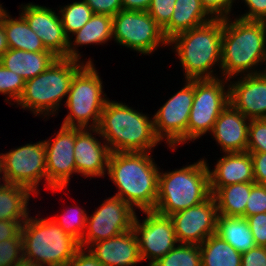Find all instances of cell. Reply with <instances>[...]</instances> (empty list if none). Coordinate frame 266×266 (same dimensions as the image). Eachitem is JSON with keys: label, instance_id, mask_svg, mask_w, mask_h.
Listing matches in <instances>:
<instances>
[{"label": "cell", "instance_id": "obj_1", "mask_svg": "<svg viewBox=\"0 0 266 266\" xmlns=\"http://www.w3.org/2000/svg\"><path fill=\"white\" fill-rule=\"evenodd\" d=\"M152 159L149 152H112L107 174L118 187L114 196L132 208L134 205L142 211L154 210L160 171Z\"/></svg>", "mask_w": 266, "mask_h": 266}, {"label": "cell", "instance_id": "obj_2", "mask_svg": "<svg viewBox=\"0 0 266 266\" xmlns=\"http://www.w3.org/2000/svg\"><path fill=\"white\" fill-rule=\"evenodd\" d=\"M266 62V22L249 21L236 18L233 22L229 17L223 19L221 39L222 76L226 81L234 75L262 73L253 71L254 66ZM253 67V68H252Z\"/></svg>", "mask_w": 266, "mask_h": 266}, {"label": "cell", "instance_id": "obj_3", "mask_svg": "<svg viewBox=\"0 0 266 266\" xmlns=\"http://www.w3.org/2000/svg\"><path fill=\"white\" fill-rule=\"evenodd\" d=\"M92 131L106 140L111 152H149L160 142L153 119L110 100L104 106L98 127Z\"/></svg>", "mask_w": 266, "mask_h": 266}, {"label": "cell", "instance_id": "obj_4", "mask_svg": "<svg viewBox=\"0 0 266 266\" xmlns=\"http://www.w3.org/2000/svg\"><path fill=\"white\" fill-rule=\"evenodd\" d=\"M222 34L223 19H212L168 41L169 46L174 44L186 80L216 79L211 68L221 62Z\"/></svg>", "mask_w": 266, "mask_h": 266}, {"label": "cell", "instance_id": "obj_5", "mask_svg": "<svg viewBox=\"0 0 266 266\" xmlns=\"http://www.w3.org/2000/svg\"><path fill=\"white\" fill-rule=\"evenodd\" d=\"M209 168L203 158L179 170L159 173L158 197L154 211L170 216L207 200L212 195Z\"/></svg>", "mask_w": 266, "mask_h": 266}, {"label": "cell", "instance_id": "obj_6", "mask_svg": "<svg viewBox=\"0 0 266 266\" xmlns=\"http://www.w3.org/2000/svg\"><path fill=\"white\" fill-rule=\"evenodd\" d=\"M23 257L43 266H69L80 249L52 218L28 217L22 224Z\"/></svg>", "mask_w": 266, "mask_h": 266}, {"label": "cell", "instance_id": "obj_7", "mask_svg": "<svg viewBox=\"0 0 266 266\" xmlns=\"http://www.w3.org/2000/svg\"><path fill=\"white\" fill-rule=\"evenodd\" d=\"M84 65L76 59L57 58L44 72L25 81L18 105L34 115L55 114L64 96H68L74 75Z\"/></svg>", "mask_w": 266, "mask_h": 266}, {"label": "cell", "instance_id": "obj_8", "mask_svg": "<svg viewBox=\"0 0 266 266\" xmlns=\"http://www.w3.org/2000/svg\"><path fill=\"white\" fill-rule=\"evenodd\" d=\"M102 89L101 78L94 64L89 60L73 77L65 104L70 112L62 125L97 128L101 113L109 100L103 97L106 95L103 94ZM89 120L92 121L91 125H88Z\"/></svg>", "mask_w": 266, "mask_h": 266}, {"label": "cell", "instance_id": "obj_9", "mask_svg": "<svg viewBox=\"0 0 266 266\" xmlns=\"http://www.w3.org/2000/svg\"><path fill=\"white\" fill-rule=\"evenodd\" d=\"M221 79L194 80V100L191 107L187 141L200 138L211 132L220 113L228 106L229 87L225 91Z\"/></svg>", "mask_w": 266, "mask_h": 266}, {"label": "cell", "instance_id": "obj_10", "mask_svg": "<svg viewBox=\"0 0 266 266\" xmlns=\"http://www.w3.org/2000/svg\"><path fill=\"white\" fill-rule=\"evenodd\" d=\"M113 18V38L117 43L142 54L157 50L159 44L168 45L162 28L147 11L120 10Z\"/></svg>", "mask_w": 266, "mask_h": 266}, {"label": "cell", "instance_id": "obj_11", "mask_svg": "<svg viewBox=\"0 0 266 266\" xmlns=\"http://www.w3.org/2000/svg\"><path fill=\"white\" fill-rule=\"evenodd\" d=\"M0 170L4 183L17 184L37 193L41 179L47 182L46 147L44 141L26 144L0 154Z\"/></svg>", "mask_w": 266, "mask_h": 266}, {"label": "cell", "instance_id": "obj_12", "mask_svg": "<svg viewBox=\"0 0 266 266\" xmlns=\"http://www.w3.org/2000/svg\"><path fill=\"white\" fill-rule=\"evenodd\" d=\"M186 85L174 94L153 116L154 131L162 141L164 137L170 148L175 150L187 141V126L194 100V80H186Z\"/></svg>", "mask_w": 266, "mask_h": 266}, {"label": "cell", "instance_id": "obj_13", "mask_svg": "<svg viewBox=\"0 0 266 266\" xmlns=\"http://www.w3.org/2000/svg\"><path fill=\"white\" fill-rule=\"evenodd\" d=\"M135 216V209L121 198L112 196L106 199L90 218L87 217L80 248L131 230Z\"/></svg>", "mask_w": 266, "mask_h": 266}, {"label": "cell", "instance_id": "obj_14", "mask_svg": "<svg viewBox=\"0 0 266 266\" xmlns=\"http://www.w3.org/2000/svg\"><path fill=\"white\" fill-rule=\"evenodd\" d=\"M143 213L147 215L146 219L140 223L136 215L132 229L138 239L141 260L151 259L149 266H152L172 250L178 241L169 216L161 215L154 210L143 211Z\"/></svg>", "mask_w": 266, "mask_h": 266}, {"label": "cell", "instance_id": "obj_15", "mask_svg": "<svg viewBox=\"0 0 266 266\" xmlns=\"http://www.w3.org/2000/svg\"><path fill=\"white\" fill-rule=\"evenodd\" d=\"M218 209L211 195L202 203L176 212L169 217L179 244L200 245L217 231Z\"/></svg>", "mask_w": 266, "mask_h": 266}, {"label": "cell", "instance_id": "obj_16", "mask_svg": "<svg viewBox=\"0 0 266 266\" xmlns=\"http://www.w3.org/2000/svg\"><path fill=\"white\" fill-rule=\"evenodd\" d=\"M55 139L44 140L46 147L47 185L52 191L63 190L70 175L76 173L74 156L75 127L61 126ZM52 141V142H51Z\"/></svg>", "mask_w": 266, "mask_h": 266}, {"label": "cell", "instance_id": "obj_17", "mask_svg": "<svg viewBox=\"0 0 266 266\" xmlns=\"http://www.w3.org/2000/svg\"><path fill=\"white\" fill-rule=\"evenodd\" d=\"M21 9H23L21 15L41 39L45 48L58 58H67L69 38L64 32L59 14L49 7L32 3L24 5Z\"/></svg>", "mask_w": 266, "mask_h": 266}, {"label": "cell", "instance_id": "obj_18", "mask_svg": "<svg viewBox=\"0 0 266 266\" xmlns=\"http://www.w3.org/2000/svg\"><path fill=\"white\" fill-rule=\"evenodd\" d=\"M229 102L248 119H266V71L229 85Z\"/></svg>", "mask_w": 266, "mask_h": 266}, {"label": "cell", "instance_id": "obj_19", "mask_svg": "<svg viewBox=\"0 0 266 266\" xmlns=\"http://www.w3.org/2000/svg\"><path fill=\"white\" fill-rule=\"evenodd\" d=\"M92 128L75 127L74 156L76 173L85 177L103 176L107 172L111 150L107 143L101 142L93 137Z\"/></svg>", "mask_w": 266, "mask_h": 266}, {"label": "cell", "instance_id": "obj_20", "mask_svg": "<svg viewBox=\"0 0 266 266\" xmlns=\"http://www.w3.org/2000/svg\"><path fill=\"white\" fill-rule=\"evenodd\" d=\"M85 247L104 266H133L142 261L133 229Z\"/></svg>", "mask_w": 266, "mask_h": 266}, {"label": "cell", "instance_id": "obj_21", "mask_svg": "<svg viewBox=\"0 0 266 266\" xmlns=\"http://www.w3.org/2000/svg\"><path fill=\"white\" fill-rule=\"evenodd\" d=\"M250 119L230 103L220 113L211 134L225 153L246 152Z\"/></svg>", "mask_w": 266, "mask_h": 266}, {"label": "cell", "instance_id": "obj_22", "mask_svg": "<svg viewBox=\"0 0 266 266\" xmlns=\"http://www.w3.org/2000/svg\"><path fill=\"white\" fill-rule=\"evenodd\" d=\"M210 191L213 195L219 188L235 184L255 182L253 162L249 152L225 153L214 170L209 169Z\"/></svg>", "mask_w": 266, "mask_h": 266}, {"label": "cell", "instance_id": "obj_23", "mask_svg": "<svg viewBox=\"0 0 266 266\" xmlns=\"http://www.w3.org/2000/svg\"><path fill=\"white\" fill-rule=\"evenodd\" d=\"M57 58L51 51L8 49L0 57V63L27 81L44 72Z\"/></svg>", "mask_w": 266, "mask_h": 266}, {"label": "cell", "instance_id": "obj_24", "mask_svg": "<svg viewBox=\"0 0 266 266\" xmlns=\"http://www.w3.org/2000/svg\"><path fill=\"white\" fill-rule=\"evenodd\" d=\"M173 10L170 22L162 29L168 40L178 33L199 27L213 19L202 7L200 0H176Z\"/></svg>", "mask_w": 266, "mask_h": 266}, {"label": "cell", "instance_id": "obj_25", "mask_svg": "<svg viewBox=\"0 0 266 266\" xmlns=\"http://www.w3.org/2000/svg\"><path fill=\"white\" fill-rule=\"evenodd\" d=\"M0 20L3 23L9 49H18L28 52L49 51L45 48L38 35L29 27L25 18L20 14L13 19L5 9L0 10Z\"/></svg>", "mask_w": 266, "mask_h": 266}, {"label": "cell", "instance_id": "obj_26", "mask_svg": "<svg viewBox=\"0 0 266 266\" xmlns=\"http://www.w3.org/2000/svg\"><path fill=\"white\" fill-rule=\"evenodd\" d=\"M113 18L108 15L94 14L91 19L77 32L74 33V45L69 38V45L67 48V58L79 60V55L76 46L87 44H102L106 43L113 37L112 32Z\"/></svg>", "mask_w": 266, "mask_h": 266}, {"label": "cell", "instance_id": "obj_27", "mask_svg": "<svg viewBox=\"0 0 266 266\" xmlns=\"http://www.w3.org/2000/svg\"><path fill=\"white\" fill-rule=\"evenodd\" d=\"M31 190L27 187L4 183L0 185V220L25 222Z\"/></svg>", "mask_w": 266, "mask_h": 266}, {"label": "cell", "instance_id": "obj_28", "mask_svg": "<svg viewBox=\"0 0 266 266\" xmlns=\"http://www.w3.org/2000/svg\"><path fill=\"white\" fill-rule=\"evenodd\" d=\"M255 182L235 183L219 188L214 194L218 214L227 217H244L251 187Z\"/></svg>", "mask_w": 266, "mask_h": 266}, {"label": "cell", "instance_id": "obj_29", "mask_svg": "<svg viewBox=\"0 0 266 266\" xmlns=\"http://www.w3.org/2000/svg\"><path fill=\"white\" fill-rule=\"evenodd\" d=\"M216 234L240 253L256 246L248 221L244 217L218 215Z\"/></svg>", "mask_w": 266, "mask_h": 266}, {"label": "cell", "instance_id": "obj_30", "mask_svg": "<svg viewBox=\"0 0 266 266\" xmlns=\"http://www.w3.org/2000/svg\"><path fill=\"white\" fill-rule=\"evenodd\" d=\"M202 266H241L242 253L216 233L199 245Z\"/></svg>", "mask_w": 266, "mask_h": 266}, {"label": "cell", "instance_id": "obj_31", "mask_svg": "<svg viewBox=\"0 0 266 266\" xmlns=\"http://www.w3.org/2000/svg\"><path fill=\"white\" fill-rule=\"evenodd\" d=\"M94 15L92 9L83 0L73 2L60 9V18L64 28V32L68 38L70 33L72 36L80 30Z\"/></svg>", "mask_w": 266, "mask_h": 266}, {"label": "cell", "instance_id": "obj_32", "mask_svg": "<svg viewBox=\"0 0 266 266\" xmlns=\"http://www.w3.org/2000/svg\"><path fill=\"white\" fill-rule=\"evenodd\" d=\"M152 266H202L199 245L179 244Z\"/></svg>", "mask_w": 266, "mask_h": 266}, {"label": "cell", "instance_id": "obj_33", "mask_svg": "<svg viewBox=\"0 0 266 266\" xmlns=\"http://www.w3.org/2000/svg\"><path fill=\"white\" fill-rule=\"evenodd\" d=\"M75 209V211H74ZM87 213L81 208L73 207L61 215L52 219L64 230L65 233L75 238L79 243L86 229ZM55 218V219H54ZM60 218V219H59Z\"/></svg>", "mask_w": 266, "mask_h": 266}, {"label": "cell", "instance_id": "obj_34", "mask_svg": "<svg viewBox=\"0 0 266 266\" xmlns=\"http://www.w3.org/2000/svg\"><path fill=\"white\" fill-rule=\"evenodd\" d=\"M25 88V80L22 76L5 68L0 63V93L8 95V98L18 102Z\"/></svg>", "mask_w": 266, "mask_h": 266}, {"label": "cell", "instance_id": "obj_35", "mask_svg": "<svg viewBox=\"0 0 266 266\" xmlns=\"http://www.w3.org/2000/svg\"><path fill=\"white\" fill-rule=\"evenodd\" d=\"M22 257L21 232L15 238L0 241V266H14Z\"/></svg>", "mask_w": 266, "mask_h": 266}, {"label": "cell", "instance_id": "obj_36", "mask_svg": "<svg viewBox=\"0 0 266 266\" xmlns=\"http://www.w3.org/2000/svg\"><path fill=\"white\" fill-rule=\"evenodd\" d=\"M247 152H266V119L250 120Z\"/></svg>", "mask_w": 266, "mask_h": 266}, {"label": "cell", "instance_id": "obj_37", "mask_svg": "<svg viewBox=\"0 0 266 266\" xmlns=\"http://www.w3.org/2000/svg\"><path fill=\"white\" fill-rule=\"evenodd\" d=\"M176 0H152L147 10L154 21L163 29L173 14Z\"/></svg>", "mask_w": 266, "mask_h": 266}, {"label": "cell", "instance_id": "obj_38", "mask_svg": "<svg viewBox=\"0 0 266 266\" xmlns=\"http://www.w3.org/2000/svg\"><path fill=\"white\" fill-rule=\"evenodd\" d=\"M258 213H266V185L255 183L246 203L245 218Z\"/></svg>", "mask_w": 266, "mask_h": 266}, {"label": "cell", "instance_id": "obj_39", "mask_svg": "<svg viewBox=\"0 0 266 266\" xmlns=\"http://www.w3.org/2000/svg\"><path fill=\"white\" fill-rule=\"evenodd\" d=\"M256 246L266 247V213L246 217Z\"/></svg>", "mask_w": 266, "mask_h": 266}, {"label": "cell", "instance_id": "obj_40", "mask_svg": "<svg viewBox=\"0 0 266 266\" xmlns=\"http://www.w3.org/2000/svg\"><path fill=\"white\" fill-rule=\"evenodd\" d=\"M202 7L213 19L228 18L233 0H200Z\"/></svg>", "mask_w": 266, "mask_h": 266}, {"label": "cell", "instance_id": "obj_41", "mask_svg": "<svg viewBox=\"0 0 266 266\" xmlns=\"http://www.w3.org/2000/svg\"><path fill=\"white\" fill-rule=\"evenodd\" d=\"M94 14L115 16L123 9L122 0H84Z\"/></svg>", "mask_w": 266, "mask_h": 266}, {"label": "cell", "instance_id": "obj_42", "mask_svg": "<svg viewBox=\"0 0 266 266\" xmlns=\"http://www.w3.org/2000/svg\"><path fill=\"white\" fill-rule=\"evenodd\" d=\"M244 2L249 11L239 16L240 19L266 22V0H244Z\"/></svg>", "mask_w": 266, "mask_h": 266}, {"label": "cell", "instance_id": "obj_43", "mask_svg": "<svg viewBox=\"0 0 266 266\" xmlns=\"http://www.w3.org/2000/svg\"><path fill=\"white\" fill-rule=\"evenodd\" d=\"M253 162V175L256 184L266 185V152H249Z\"/></svg>", "mask_w": 266, "mask_h": 266}, {"label": "cell", "instance_id": "obj_44", "mask_svg": "<svg viewBox=\"0 0 266 266\" xmlns=\"http://www.w3.org/2000/svg\"><path fill=\"white\" fill-rule=\"evenodd\" d=\"M241 266H266V247L255 246L242 253Z\"/></svg>", "mask_w": 266, "mask_h": 266}, {"label": "cell", "instance_id": "obj_45", "mask_svg": "<svg viewBox=\"0 0 266 266\" xmlns=\"http://www.w3.org/2000/svg\"><path fill=\"white\" fill-rule=\"evenodd\" d=\"M69 266H104V265L100 263L89 250L86 249V251H84V248H80L76 252L75 256L72 258V260L70 261Z\"/></svg>", "mask_w": 266, "mask_h": 266}, {"label": "cell", "instance_id": "obj_46", "mask_svg": "<svg viewBox=\"0 0 266 266\" xmlns=\"http://www.w3.org/2000/svg\"><path fill=\"white\" fill-rule=\"evenodd\" d=\"M24 222L0 220V241L15 238Z\"/></svg>", "mask_w": 266, "mask_h": 266}, {"label": "cell", "instance_id": "obj_47", "mask_svg": "<svg viewBox=\"0 0 266 266\" xmlns=\"http://www.w3.org/2000/svg\"><path fill=\"white\" fill-rule=\"evenodd\" d=\"M152 0H122L124 10L147 11Z\"/></svg>", "mask_w": 266, "mask_h": 266}, {"label": "cell", "instance_id": "obj_48", "mask_svg": "<svg viewBox=\"0 0 266 266\" xmlns=\"http://www.w3.org/2000/svg\"><path fill=\"white\" fill-rule=\"evenodd\" d=\"M9 49L6 33L2 21L0 20V57Z\"/></svg>", "mask_w": 266, "mask_h": 266}, {"label": "cell", "instance_id": "obj_49", "mask_svg": "<svg viewBox=\"0 0 266 266\" xmlns=\"http://www.w3.org/2000/svg\"><path fill=\"white\" fill-rule=\"evenodd\" d=\"M14 266H43L41 264L36 263L35 261L29 260L25 257H22L18 260V262Z\"/></svg>", "mask_w": 266, "mask_h": 266}]
</instances>
